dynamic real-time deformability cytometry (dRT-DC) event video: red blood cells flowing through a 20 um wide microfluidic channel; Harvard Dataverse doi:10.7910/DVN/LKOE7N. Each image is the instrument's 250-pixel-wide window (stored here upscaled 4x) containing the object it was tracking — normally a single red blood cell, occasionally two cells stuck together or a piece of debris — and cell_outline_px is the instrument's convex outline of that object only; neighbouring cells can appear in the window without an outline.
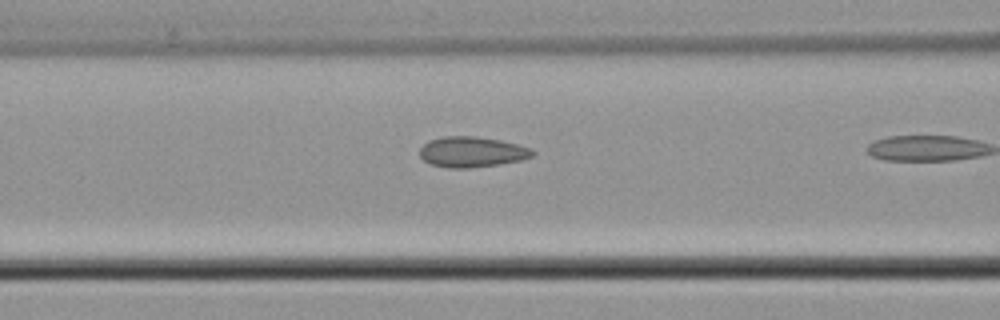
{"species": "common noctule bat (a hibernating species)", "species_latin": "Nyctalus noctula", "temperature_condition": "cold", "stored_images_in_passage": 9, "camera_frame_rate_fps": 3000, "um_per_image_px": 0.085, "animal": {"sex": "male", "body_mass_g": 21.5, "forearm_length_mm": 52.0}, "frame": {"image": 1, "passage_image": 8, "time_ms": 2.333, "image_size_px": [1000, 320], "cell_outline_px": [[536, 152], [532, 156], [520, 160], [496, 164], [468, 168], [448, 168], [432, 164], [424, 160], [420, 156], [420, 148], [428, 140], [444, 136], [476, 136], [500, 140], [516, 144], [528, 148]], "centroid_in_image_um": [40.07, 12.9], "position_along_channel_um": 126.5, "area_um2": 19.83}}